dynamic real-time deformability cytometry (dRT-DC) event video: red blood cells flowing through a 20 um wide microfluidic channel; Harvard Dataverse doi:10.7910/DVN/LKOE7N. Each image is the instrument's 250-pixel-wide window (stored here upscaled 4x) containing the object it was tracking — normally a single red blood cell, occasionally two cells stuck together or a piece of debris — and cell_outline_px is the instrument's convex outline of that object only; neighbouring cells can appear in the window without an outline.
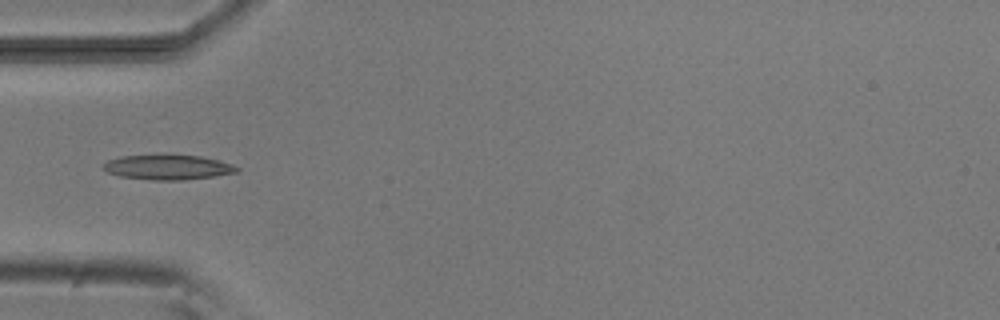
{"species": "common noctule bat (a hibernating species)", "species_latin": "Nyctalus noctula", "temperature_condition": "room temperature", "stored_images_in_passage": 4, "camera_frame_rate_fps": 3000, "um_per_image_px": 0.085, "animal": {"sex": "male", "body_mass_g": 20.5, "forearm_length_mm": 52.5}, "frame": {"image": 1, "passage_image": 4, "time_ms": 3.333, "image_size_px": [1000, 320], "cell_outline_px": [[240, 172], [184, 180], [152, 180], [120, 176], [108, 172], [100, 168], [108, 160], [120, 156], [200, 156], [220, 160], [232, 164], [240, 168]], "centroid_in_image_um": [14.29, 14.23], "position_along_channel_um": 70.7, "area_um2": 19.07}}